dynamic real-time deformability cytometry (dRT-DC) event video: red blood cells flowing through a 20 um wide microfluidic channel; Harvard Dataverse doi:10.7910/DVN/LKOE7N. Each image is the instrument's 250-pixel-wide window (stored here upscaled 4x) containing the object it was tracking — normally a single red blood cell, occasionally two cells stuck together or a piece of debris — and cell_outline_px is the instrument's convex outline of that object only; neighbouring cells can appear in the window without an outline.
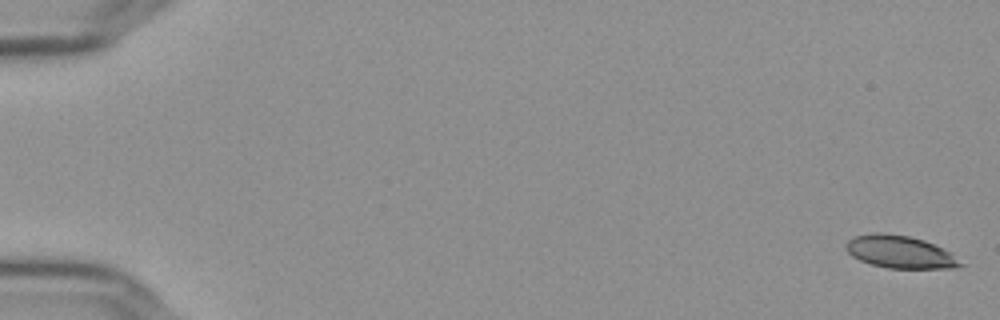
{"species": "Egyptian fruit bat (a non-hibernating species)", "species_latin": "Rousettus aegyptiacus", "temperature_condition": "cold", "stored_images_in_passage": 57, "camera_frame_rate_fps": 3000, "um_per_image_px": 0.085, "frame": {"image": 1, "passage_image": 1, "time_ms": 0.0, "image_size_px": [1000, 320], "cell_outline_px": [[964, 264], [956, 268], [888, 268], [872, 264], [860, 260], [852, 256], [844, 248], [844, 244], [852, 236], [872, 232], [884, 232], [908, 236], [924, 240], [948, 252]], "centroid_in_image_um": [76.41, 21.4], "position_along_channel_um": 8.6, "area_um2": 21.62}}
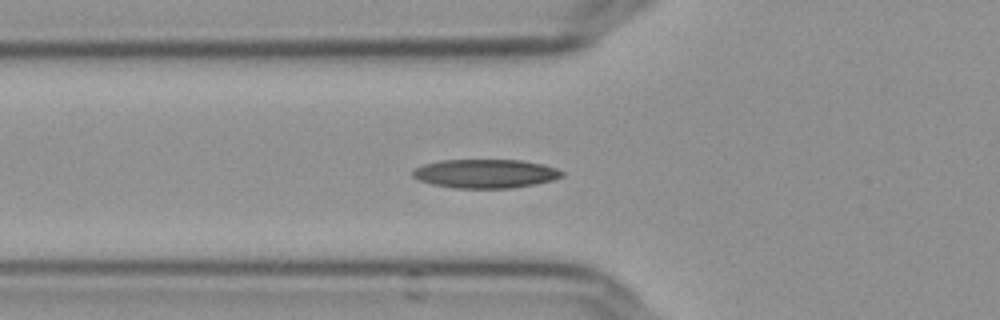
{"frame": {"image": 2, "passage_image": 21, "time_ms": 6.667, "image_size_px": [1000, 320], "cell_outline_px": [[564, 176], [552, 180], [536, 184], [512, 188], [452, 188], [432, 184], [420, 180], [412, 176], [412, 168], [424, 164], [440, 160], [520, 160], [540, 164], [556, 168], [564, 172]], "centroid_in_image_um": [41.23, 14.76], "position_along_channel_um": 84.6, "area_um2": 25.14}}
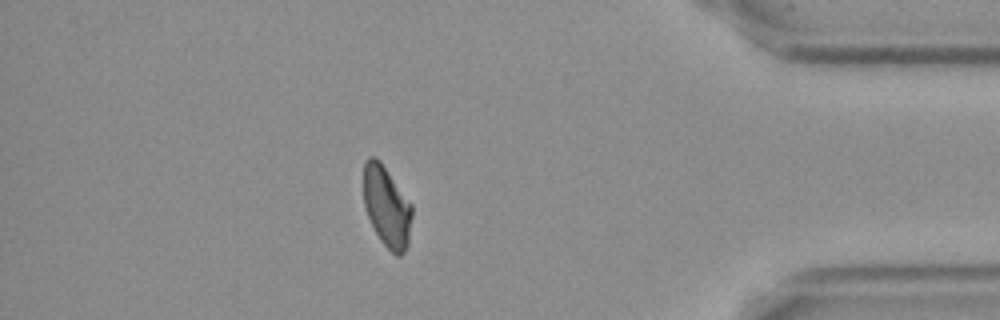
{"frame": {"image": 3, "passage_image": 50, "time_ms": 16.333, "image_size_px": [1000, 320], "cell_outline_px": [[412, 216], [408, 244], [404, 252], [400, 256], [396, 256], [380, 240], [368, 216], [364, 204], [364, 160], [368, 156], [376, 156], [380, 160], [412, 204]], "centroid_in_image_um": [32.88, 17.54], "position_along_channel_um": 402.3, "area_um2": 22.83}, "authors_computed_cell_mechanics": {"area_um2": 23.2934, "velocity_mm_per_s": 3.628, "shape_relaxation_time_tau1_ms": null, "shape_relaxation_time_tau2_ms": 6.6767, "deformation_change_tau1": null, "deformation_change_tau2": 0.125}}